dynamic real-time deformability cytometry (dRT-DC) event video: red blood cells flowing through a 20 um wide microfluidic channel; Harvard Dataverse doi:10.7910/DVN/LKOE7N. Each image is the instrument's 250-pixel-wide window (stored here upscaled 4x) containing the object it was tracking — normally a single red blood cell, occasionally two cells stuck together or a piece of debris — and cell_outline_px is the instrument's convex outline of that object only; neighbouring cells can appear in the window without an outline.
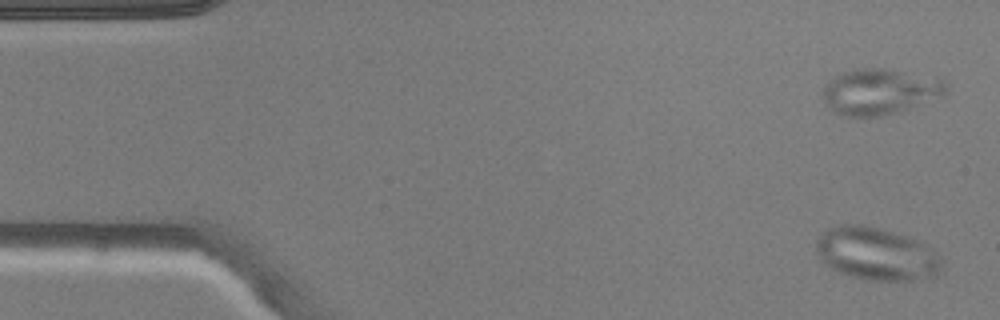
{"species": "common noctule bat (a hibernating species)", "species_latin": "Nyctalus noctula", "temperature_condition": "warm", "stored_images_in_passage": 4, "camera_frame_rate_fps": 3000, "um_per_image_px": 0.085, "animal": {"sex": "male", "body_mass_g": 20.5, "forearm_length_mm": 52.5}, "frame": {"image": 1, "passage_image": 1, "time_ms": 0.0, "image_size_px": [1000, 320], "cell_outline_px": [[944, 260], [936, 276], [912, 280], [868, 280], [852, 276], [840, 272], [824, 264], [820, 260], [816, 252], [816, 240], [828, 228], [840, 224], [864, 224], [880, 228], [908, 236], [932, 248]], "centroid_in_image_um": [74.49, 21.56], "position_along_channel_um": 10.5, "area_um2": 38.78}}